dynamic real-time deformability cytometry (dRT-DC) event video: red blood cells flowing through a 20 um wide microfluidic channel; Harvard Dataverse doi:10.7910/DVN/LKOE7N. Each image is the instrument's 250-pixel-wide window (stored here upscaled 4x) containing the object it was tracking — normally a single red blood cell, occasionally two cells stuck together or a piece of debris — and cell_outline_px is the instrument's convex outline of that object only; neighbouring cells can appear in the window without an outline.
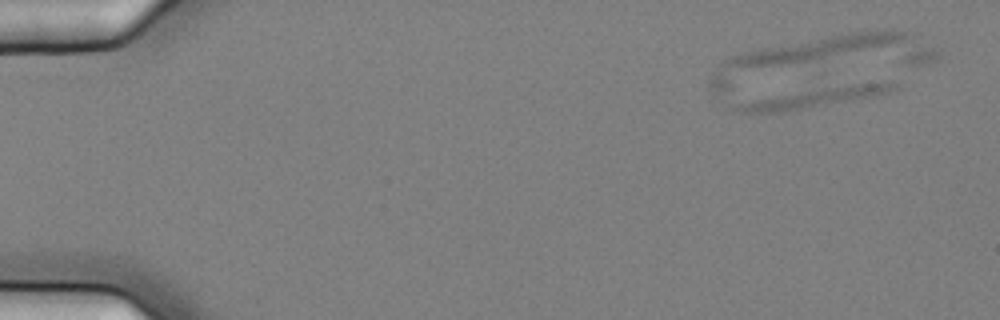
{"species": "common noctule bat (a hibernating species)", "species_latin": "Nyctalus noctula", "temperature_condition": "cold", "stored_images_in_passage": 6, "camera_frame_rate_fps": 3000, "um_per_image_px": 0.085, "animal": {"sex": "female", "body_mass_g": 25.1}, "frame": {"image": 1, "passage_image": 6, "time_ms": 1.667, "image_size_px": [1000, 320], "cell_outline_px": [[900, 88], [888, 92], [872, 96], [852, 100], [784, 112], [740, 112], [728, 108], [732, 100], [820, 72], [824, 72], [896, 84]], "centroid_in_image_um": [68.91, 7.94], "position_along_channel_um": 16.1, "area_um2": 27.22}}